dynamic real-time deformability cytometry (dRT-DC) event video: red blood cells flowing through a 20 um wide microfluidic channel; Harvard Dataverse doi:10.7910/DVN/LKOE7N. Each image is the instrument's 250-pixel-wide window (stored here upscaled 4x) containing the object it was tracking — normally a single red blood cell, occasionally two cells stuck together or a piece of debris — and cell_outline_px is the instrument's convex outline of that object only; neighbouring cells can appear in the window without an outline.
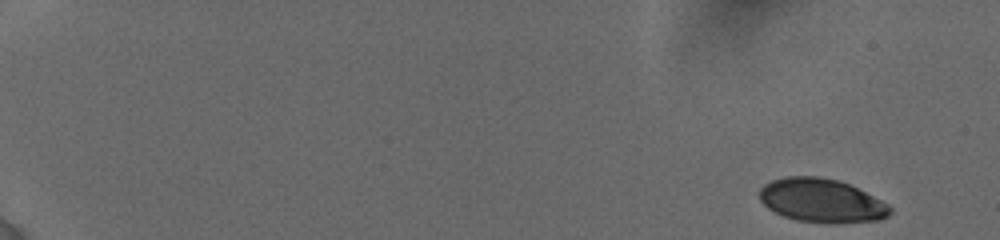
{"species": "human", "species_latin": "Homo sapiens", "temperature_condition": "cold", "stored_images_in_passage": 13, "camera_frame_rate_fps": 3000, "um_per_image_px": 0.085, "donor": {"sex": "female"}, "frame": {"image": 1, "passage_image": 1, "time_ms": 0.0, "image_size_px": [1000, 240], "cell_outline_px": [[892, 212], [888, 216], [880, 220], [796, 220], [784, 216], [768, 208], [760, 200], [760, 188], [764, 184], [772, 180], [784, 176], [816, 176], [836, 180], [848, 184], [888, 204], [892, 208]], "centroid_in_image_um": [69.78, 16.99], "position_along_channel_um": 15.2, "area_um2": 31.96}}
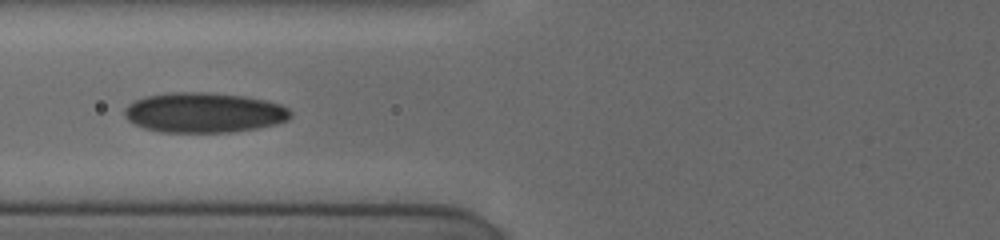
{"frame": {"image": 2, "passage_image": 8, "time_ms": 7.333, "image_size_px": [1000, 240], "cell_outline_px": [[292, 116], [288, 120], [276, 124], [256, 128], [232, 132], [160, 132], [144, 128], [132, 124], [124, 116], [124, 108], [128, 104], [144, 96], [168, 92], [208, 92], [244, 96], [264, 100], [280, 104], [288, 108], [292, 112]], "centroid_in_image_um": [17.31, 9.57], "position_along_channel_um": 108.5, "area_um2": 39.07}}
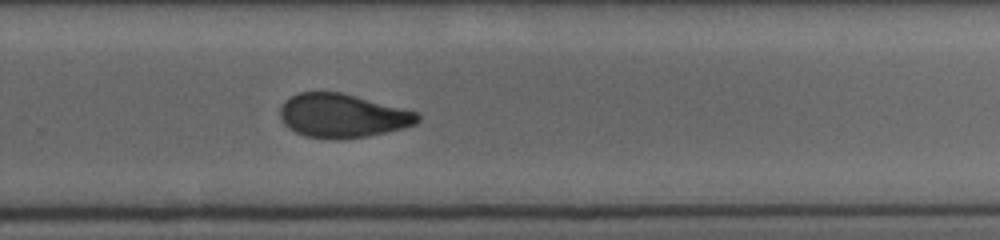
{"frame": {"image": 3, "passage_image": 13, "time_ms": 12.333, "image_size_px": [1000, 240], "cell_outline_px": [[420, 120], [416, 124], [404, 128], [368, 136], [336, 140], [332, 140], [304, 136], [288, 128], [284, 124], [280, 116], [280, 108], [284, 100], [300, 92], [340, 92], [420, 112]], "centroid_in_image_um": [29.12, 9.85], "position_along_channel_um": 300.7, "area_um2": 35.37}}